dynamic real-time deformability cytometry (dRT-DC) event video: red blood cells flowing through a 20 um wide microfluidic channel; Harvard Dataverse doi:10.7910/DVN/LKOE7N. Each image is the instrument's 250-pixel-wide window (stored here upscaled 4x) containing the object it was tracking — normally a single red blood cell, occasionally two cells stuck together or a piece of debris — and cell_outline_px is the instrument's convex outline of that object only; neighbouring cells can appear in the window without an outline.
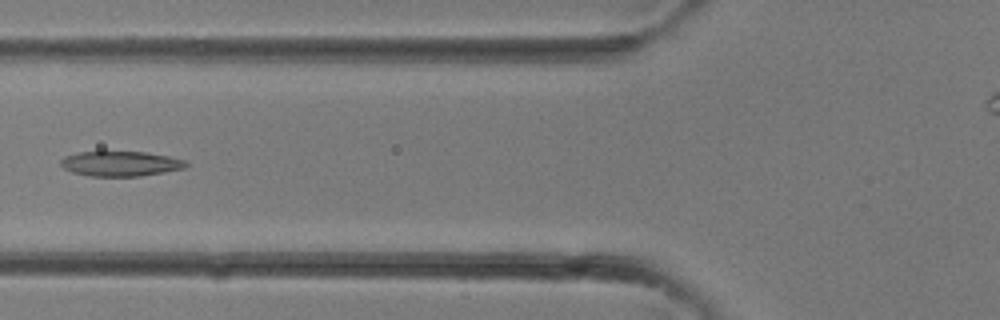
{"species": "common noctule bat (a hibernating species)", "species_latin": "Nyctalus noctula", "temperature_condition": "room temperature", "stored_images_in_passage": 27, "camera_frame_rate_fps": 3000, "um_per_image_px": 0.085, "animal": {"sex": "female"}, "frame": {"image": 1, "passage_image": 6, "time_ms": 1.667, "image_size_px": [1000, 320], "cell_outline_px": [[188, 164], [184, 168], [140, 176], [88, 176], [72, 172], [64, 168], [60, 164], [60, 160], [64, 156], [76, 152], [144, 152], [168, 156], [184, 160]], "centroid_in_image_um": [10.19, 13.91], "position_along_channel_um": 115.6, "area_um2": 18.09}}
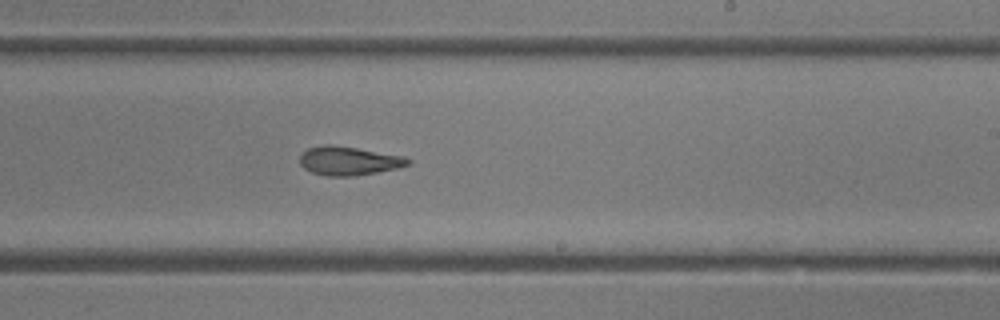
{"frame": {"image": 2, "passage_image": 13, "time_ms": 4.0, "image_size_px": [1000, 320], "cell_outline_px": [[412, 164], [396, 168], [376, 172], [352, 176], [328, 176], [312, 172], [304, 168], [300, 164], [300, 152], [308, 148], [324, 144], [332, 144], [404, 156], [412, 160]], "centroid_in_image_um": [29.63, 13.66], "position_along_channel_um": 259.4, "area_um2": 18.15}}
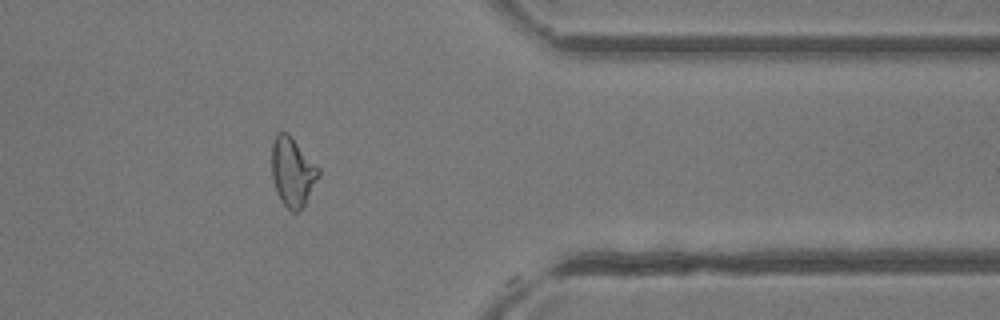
{"frame": {"image": 3, "passage_image": 20, "time_ms": 6.333, "image_size_px": [1000, 320], "cell_outline_px": [[320, 176], [300, 212], [292, 212], [280, 200], [276, 192], [272, 176], [272, 140], [280, 132], [288, 132], [292, 136], [320, 168]], "centroid_in_image_um": [24.88, 14.6], "position_along_channel_um": 386.5, "area_um2": 19.02}}